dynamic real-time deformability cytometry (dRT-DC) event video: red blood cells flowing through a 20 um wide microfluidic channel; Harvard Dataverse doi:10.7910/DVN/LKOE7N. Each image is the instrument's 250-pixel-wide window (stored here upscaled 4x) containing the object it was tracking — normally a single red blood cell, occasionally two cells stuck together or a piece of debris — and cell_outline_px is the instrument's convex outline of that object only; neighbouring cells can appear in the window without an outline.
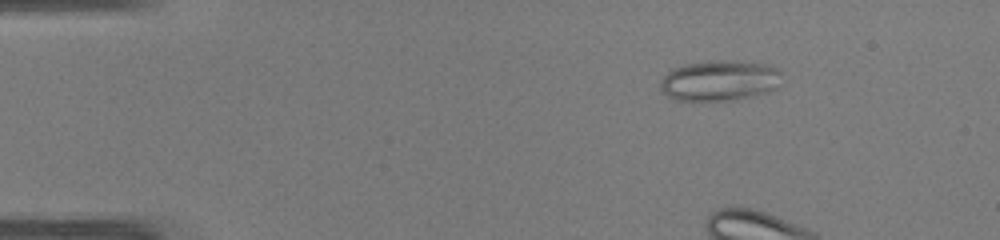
{"species": "common noctule bat (a hibernating species)", "species_latin": "Nyctalus noctula", "temperature_condition": "warm", "stored_images_in_passage": 6, "camera_frame_rate_fps": 3000, "um_per_image_px": 0.085, "animal": {"sex": "male", "body_mass_g": 19.0, "forearm_length_mm": 50.8}, "frame": {"image": 1, "passage_image": 2, "time_ms": 0.333, "image_size_px": [1000, 240], "cell_outline_px": [[780, 72], [776, 88], [768, 92], [736, 100], [676, 100], [668, 96], [660, 88], [660, 80], [672, 68], [684, 64], [716, 60], [736, 60], [768, 64], [776, 68]], "centroid_in_image_um": [61.15, 6.84], "position_along_channel_um": 23.9, "area_um2": 28.73}}